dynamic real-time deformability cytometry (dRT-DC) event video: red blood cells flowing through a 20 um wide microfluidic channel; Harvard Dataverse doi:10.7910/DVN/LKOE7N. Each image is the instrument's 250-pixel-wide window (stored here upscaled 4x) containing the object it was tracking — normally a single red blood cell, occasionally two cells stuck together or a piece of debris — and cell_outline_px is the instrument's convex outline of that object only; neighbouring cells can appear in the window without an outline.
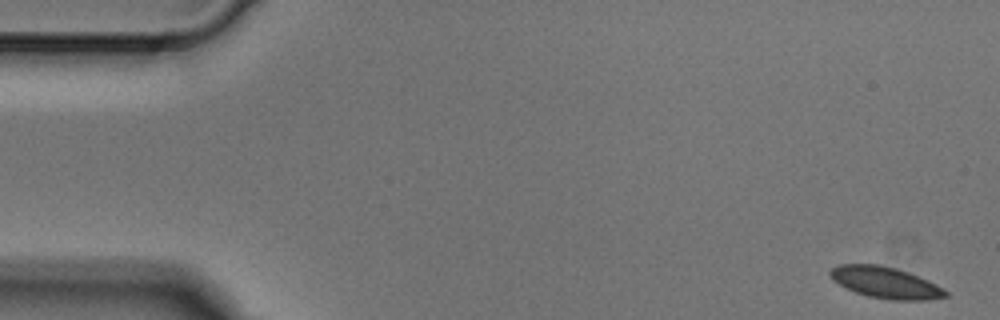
{"species": "Egyptian fruit bat (a non-hibernating species)", "species_latin": "Rousettus aegyptiacus", "temperature_condition": "cold", "stored_images_in_passage": 6, "camera_frame_rate_fps": 3000, "um_per_image_px": 0.085, "animal": {"sex": "male"}, "frame": {"image": 1, "passage_image": 1, "time_ms": 0.0, "image_size_px": [1000, 320], "cell_outline_px": [[948, 296], [924, 300], [892, 300], [868, 296], [856, 292], [832, 280], [828, 272], [832, 268], [840, 264], [880, 264], [896, 268], [908, 272], [928, 280], [944, 288], [948, 292]], "centroid_in_image_um": [75.28, 24.01], "position_along_channel_um": 9.7, "area_um2": 21.04}}
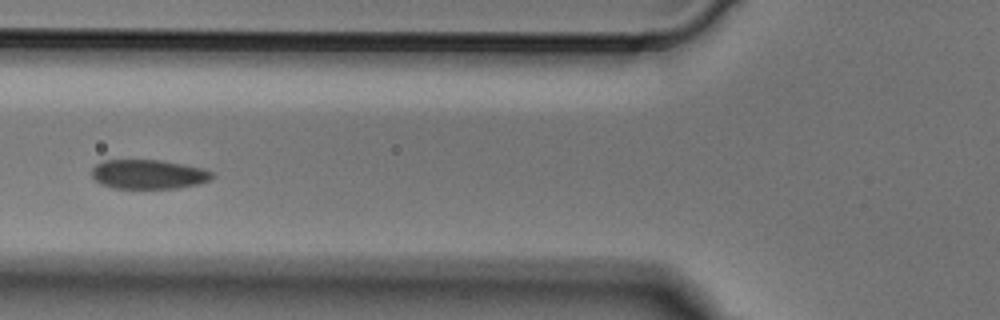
{"frame": {"image": 2, "passage_image": 5, "time_ms": 1.333, "image_size_px": [1000, 320], "cell_outline_px": [[216, 176], [212, 180], [200, 184], [180, 188], [112, 188], [100, 184], [92, 176], [92, 168], [96, 164], [104, 160], [160, 160], [204, 168], [212, 172]], "centroid_in_image_um": [12.66, 14.82], "position_along_channel_um": 113.1, "area_um2": 20.81}}
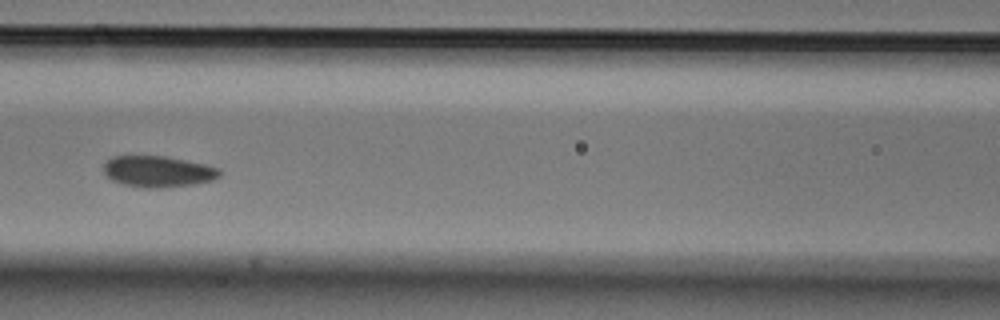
{"frame": {"image": 3, "passage_image": 6, "time_ms": 1.667, "image_size_px": [1000, 320], "cell_outline_px": [[220, 176], [212, 180], [192, 184], [160, 188], [140, 188], [124, 184], [112, 180], [104, 172], [104, 164], [112, 156], [168, 156], [204, 164], [220, 168]], "centroid_in_image_um": [13.43, 14.57], "position_along_channel_um": 153.2, "area_um2": 21.04}}